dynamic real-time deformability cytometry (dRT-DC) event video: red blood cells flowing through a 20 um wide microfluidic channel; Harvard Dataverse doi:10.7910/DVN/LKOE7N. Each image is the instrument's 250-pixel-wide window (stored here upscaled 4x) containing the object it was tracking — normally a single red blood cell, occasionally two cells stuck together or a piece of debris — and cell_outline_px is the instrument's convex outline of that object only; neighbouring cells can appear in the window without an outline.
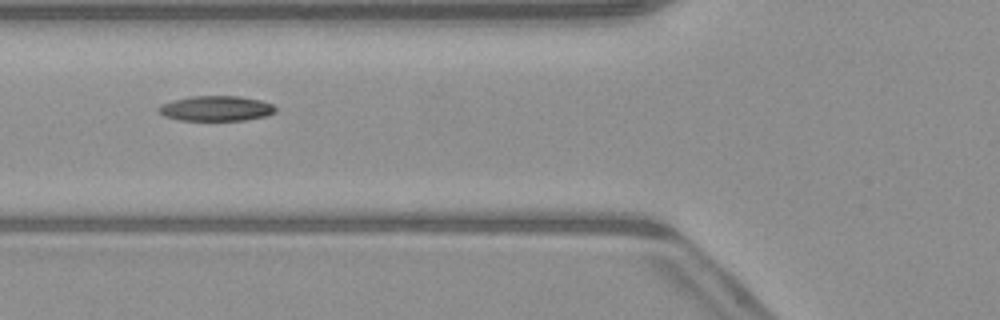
{"species": "common noctule bat (a hibernating species)", "species_latin": "Nyctalus noctula", "temperature_condition": "warm", "stored_images_in_passage": 5, "camera_frame_rate_fps": 3000, "um_per_image_px": 0.085, "animal": {"sex": "male", "body_mass_g": 23.1, "forearm_length_mm": 52.7}, "frame": {"image": 1, "passage_image": 5, "time_ms": 4.667, "image_size_px": [1000, 320], "cell_outline_px": [[276, 112], [268, 116], [244, 120], [180, 120], [164, 116], [156, 108], [164, 104], [176, 100], [192, 96], [240, 96], [260, 100], [272, 104], [276, 108]], "centroid_in_image_um": [18.43, 9.22], "position_along_channel_um": 107.4, "area_um2": 16.99}}